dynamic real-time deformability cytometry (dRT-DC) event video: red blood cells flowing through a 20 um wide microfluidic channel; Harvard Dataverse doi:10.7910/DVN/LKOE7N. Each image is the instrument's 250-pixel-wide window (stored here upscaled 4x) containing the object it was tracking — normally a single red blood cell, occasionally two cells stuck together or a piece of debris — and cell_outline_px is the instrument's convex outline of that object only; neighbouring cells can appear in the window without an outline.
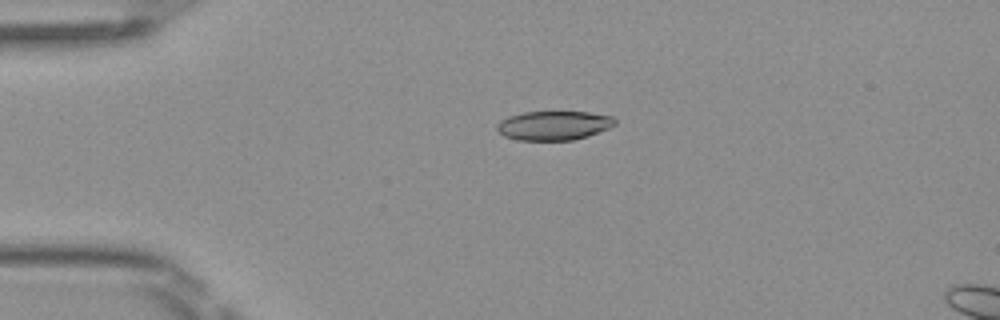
{"species": "Egyptian fruit bat (a non-hibernating species)", "species_latin": "Rousettus aegyptiacus", "temperature_condition": "room temperature", "stored_images_in_passage": 5, "camera_frame_rate_fps": 3000, "um_per_image_px": 0.085, "frame": {"image": 1, "passage_image": 4, "time_ms": 1.0, "image_size_px": [1000, 320], "cell_outline_px": [[616, 124], [608, 128], [588, 136], [572, 140], [516, 140], [504, 136], [496, 128], [496, 124], [500, 120], [508, 116], [524, 112], [588, 112], [612, 116], [616, 120]], "centroid_in_image_um": [47.05, 10.66], "position_along_channel_um": 37.9, "area_um2": 20.06}}